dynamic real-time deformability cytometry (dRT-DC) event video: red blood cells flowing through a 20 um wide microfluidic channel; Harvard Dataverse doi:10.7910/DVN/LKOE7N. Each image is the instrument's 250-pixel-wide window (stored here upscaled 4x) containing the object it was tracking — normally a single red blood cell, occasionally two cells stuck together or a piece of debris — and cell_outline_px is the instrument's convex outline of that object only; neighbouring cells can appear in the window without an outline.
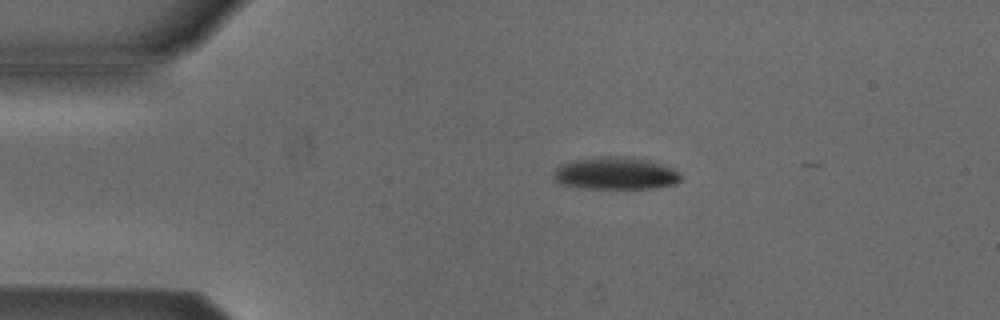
{"species": "Egyptian fruit bat (a non-hibernating species)", "species_latin": "Rousettus aegyptiacus", "temperature_condition": "cold", "stored_images_in_passage": 5, "camera_frame_rate_fps": 3000, "um_per_image_px": 0.085, "animal": {"sex": "male"}, "frame": {"image": 1, "passage_image": 5, "time_ms": 1.333, "image_size_px": [1000, 320], "cell_outline_px": [[684, 176], [676, 184], [652, 188], [588, 188], [564, 184], [556, 180], [552, 176], [556, 168], [560, 164], [576, 160], [600, 156], [616, 156], [652, 160], [672, 168], [680, 172]], "centroid_in_image_um": [52.38, 14.73], "position_along_channel_um": 32.6, "area_um2": 23.93}}